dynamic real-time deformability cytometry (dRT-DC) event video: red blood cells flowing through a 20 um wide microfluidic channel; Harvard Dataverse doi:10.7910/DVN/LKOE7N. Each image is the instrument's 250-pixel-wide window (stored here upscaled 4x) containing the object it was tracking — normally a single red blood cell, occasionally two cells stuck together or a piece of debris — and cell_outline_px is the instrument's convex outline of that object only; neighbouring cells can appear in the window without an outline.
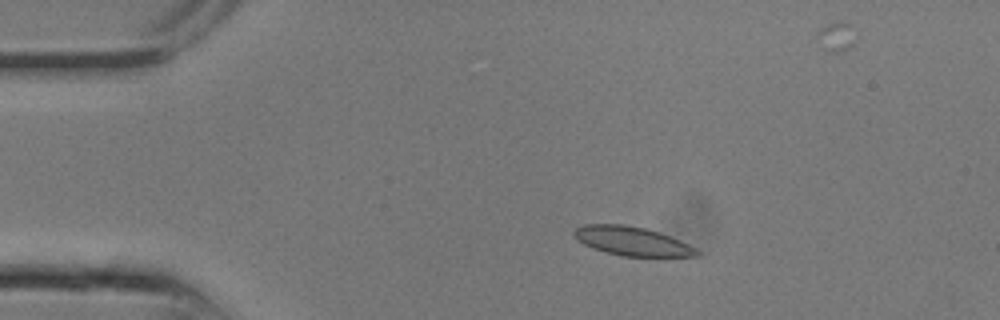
{"species": "common noctule bat (a hibernating species)", "species_latin": "Nyctalus noctula", "temperature_condition": "room temperature", "stored_images_in_passage": 25, "camera_frame_rate_fps": 3000, "um_per_image_px": 0.085, "animal": {"sex": "male", "body_mass_g": 13.3}, "frame": {"image": 1, "passage_image": 4, "time_ms": 1.0, "image_size_px": [1000, 320], "cell_outline_px": [[700, 256], [624, 256], [592, 248], [584, 244], [572, 232], [576, 228], [584, 224], [624, 224], [644, 228], [660, 232], [680, 240], [696, 248], [700, 252]], "centroid_in_image_um": [53.76, 20.49], "position_along_channel_um": 31.2, "area_um2": 20.46}}
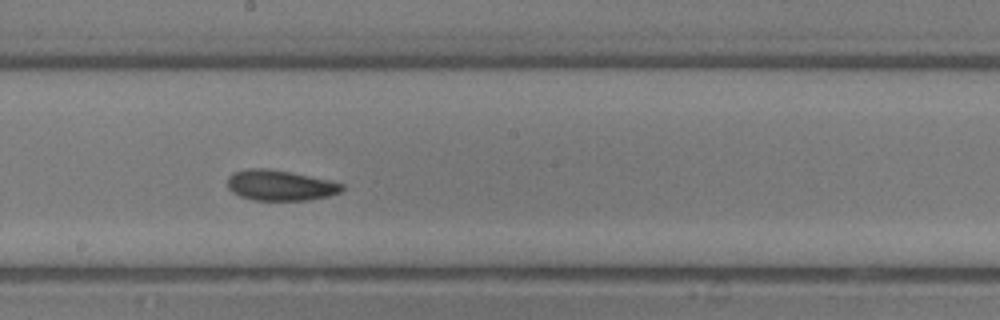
{"frame": {"image": 2, "passage_image": 13, "time_ms": 4.0, "image_size_px": [1000, 320], "cell_outline_px": [[344, 188], [340, 192], [328, 196], [308, 200], [256, 200], [240, 196], [232, 192], [228, 188], [228, 176], [236, 172], [248, 168], [268, 168], [292, 172], [328, 180], [344, 184]], "centroid_in_image_um": [23.81, 15.75], "position_along_channel_um": 224.4, "area_um2": 20.29}}
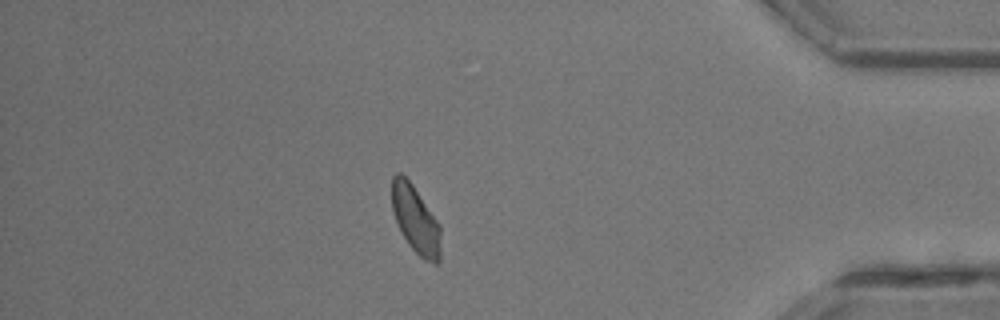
{"frame": {"image": 3, "passage_image": 21, "time_ms": 6.667, "image_size_px": [1000, 320], "cell_outline_px": [[440, 260], [436, 264], [424, 260], [408, 244], [400, 232], [392, 212], [392, 176], [396, 172], [400, 172], [412, 184], [440, 224]], "centroid_in_image_um": [35.31, 18.67], "position_along_channel_um": 399.9, "area_um2": 19.31}}